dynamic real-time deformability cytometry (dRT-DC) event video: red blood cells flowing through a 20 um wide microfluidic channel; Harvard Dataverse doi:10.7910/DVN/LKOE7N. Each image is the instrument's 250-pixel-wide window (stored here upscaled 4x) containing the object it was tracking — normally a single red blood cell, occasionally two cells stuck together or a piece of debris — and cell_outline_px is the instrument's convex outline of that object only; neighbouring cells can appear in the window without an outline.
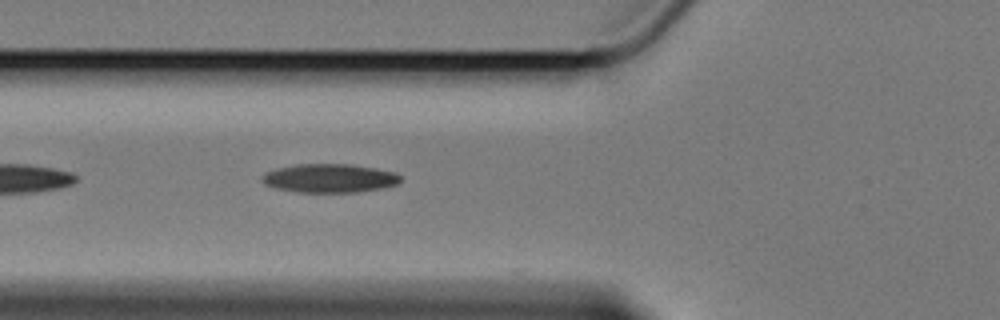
{"species": "Egyptian fruit bat (a non-hibernating species)", "species_latin": "Rousettus aegyptiacus", "temperature_condition": "cold", "stored_images_in_passage": 23, "camera_frame_rate_fps": 3000, "um_per_image_px": 0.085, "animal": {"sex": "female"}, "frame": {"image": 1, "passage_image": 5, "time_ms": 1.333, "image_size_px": [1000, 320], "cell_outline_px": [[400, 184], [384, 188], [360, 192], [296, 192], [276, 188], [264, 184], [260, 180], [260, 176], [276, 168], [296, 164], [348, 164], [376, 168], [396, 172], [400, 176]], "centroid_in_image_um": [28.03, 15.15], "position_along_channel_um": 97.8, "area_um2": 23.41}}